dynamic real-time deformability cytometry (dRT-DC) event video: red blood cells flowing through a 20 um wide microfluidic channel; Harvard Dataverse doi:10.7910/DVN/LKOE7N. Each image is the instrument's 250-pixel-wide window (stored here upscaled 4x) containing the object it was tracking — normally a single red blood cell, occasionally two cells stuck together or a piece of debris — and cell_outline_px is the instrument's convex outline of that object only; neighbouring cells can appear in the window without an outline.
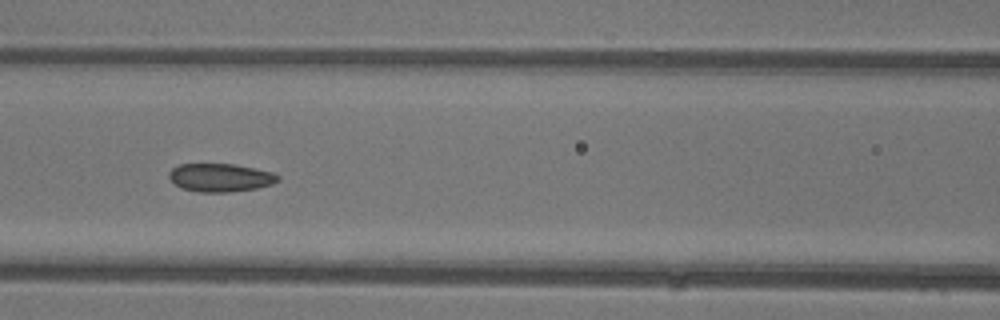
{"species": "common noctule bat (a hibernating species)", "species_latin": "Nyctalus noctula", "temperature_condition": "warm", "stored_images_in_passage": 6, "camera_frame_rate_fps": 3000, "um_per_image_px": 0.085, "animal": {"sex": "female"}, "frame": {"image": 1, "passage_image": 6, "time_ms": 6.667, "image_size_px": [1000, 320], "cell_outline_px": [[280, 180], [272, 184], [256, 188], [228, 192], [200, 192], [180, 188], [168, 176], [168, 172], [172, 168], [180, 164], [232, 164], [256, 168], [272, 172], [280, 176]], "centroid_in_image_um": [18.73, 15.09], "position_along_channel_um": 147.9, "area_um2": 17.92}}